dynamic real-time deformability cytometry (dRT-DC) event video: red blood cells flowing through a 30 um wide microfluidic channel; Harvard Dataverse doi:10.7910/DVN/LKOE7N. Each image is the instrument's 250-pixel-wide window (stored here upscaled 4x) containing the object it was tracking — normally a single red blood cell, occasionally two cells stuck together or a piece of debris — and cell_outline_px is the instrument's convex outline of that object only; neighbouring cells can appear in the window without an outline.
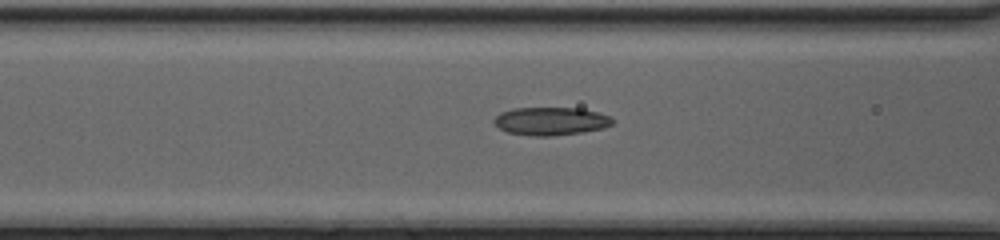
{"species": "common noctule bat (a hibernating species)", "species_latin": "Nyctalus noctula", "temperature_condition": "cold", "stored_images_in_passage": 15, "camera_frame_rate_fps": 3000, "um_per_image_px": 0.085, "animal": {"sex": "female", "body_mass_g": 20.0, "forearm_length_mm": 54.0}, "frame": {"image": 1, "passage_image": 13, "time_ms": 4.0, "image_size_px": [1000, 240], "cell_outline_px": [[612, 124], [604, 128], [584, 132], [552, 136], [532, 136], [508, 132], [500, 128], [492, 120], [500, 112], [512, 108], [580, 108], [596, 112], [608, 116], [612, 120]], "centroid_in_image_um": [46.79, 10.3], "position_along_channel_um": 119.8, "area_um2": 19.31}}